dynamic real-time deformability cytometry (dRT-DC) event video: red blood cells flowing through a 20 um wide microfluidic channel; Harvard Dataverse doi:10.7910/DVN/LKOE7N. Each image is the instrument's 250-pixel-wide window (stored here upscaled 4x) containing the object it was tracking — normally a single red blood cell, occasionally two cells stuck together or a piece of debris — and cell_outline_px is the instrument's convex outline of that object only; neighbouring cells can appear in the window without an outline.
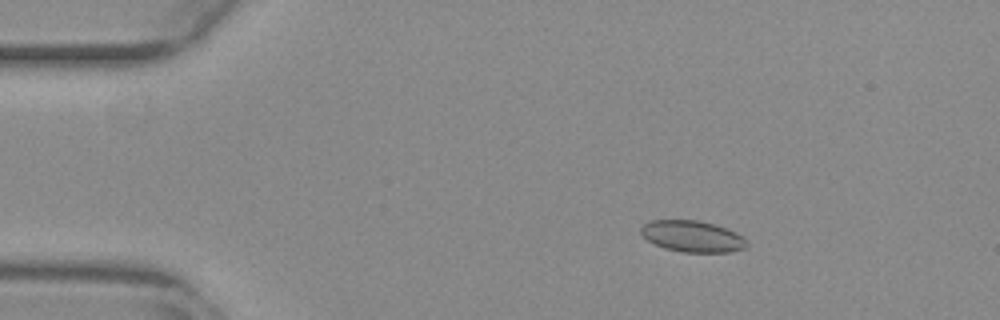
{"species": "common noctule bat (a hibernating species)", "species_latin": "Nyctalus noctula", "temperature_condition": "warm", "stored_images_in_passage": 54, "camera_frame_rate_fps": 3000, "um_per_image_px": 0.085, "animal": {"sex": "female", "body_mass_g": 29.2, "forearm_length_mm": 56.3}, "frame": {"image": 1, "passage_image": 9, "time_ms": 2.667, "image_size_px": [1000, 320], "cell_outline_px": [[748, 244], [744, 248], [732, 252], [684, 252], [664, 248], [648, 240], [640, 232], [640, 228], [644, 224], [652, 220], [700, 220], [716, 224], [728, 228], [744, 236], [748, 240]], "centroid_in_image_um": [58.91, 20.08], "position_along_channel_um": 26.1, "area_um2": 19.54}}
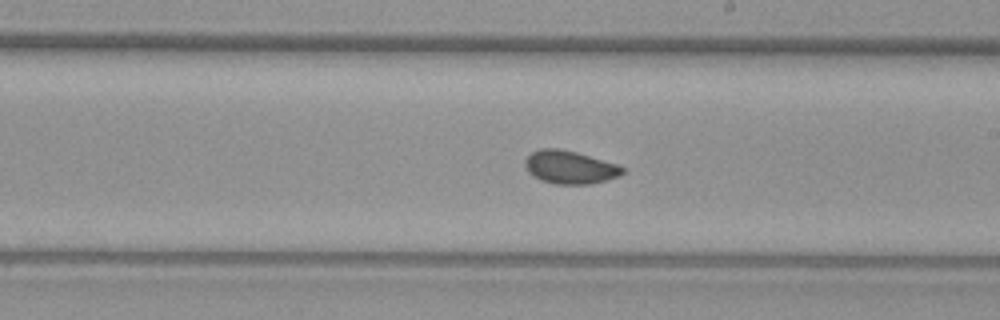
{"frame": {"image": 2, "passage_image": 31, "time_ms": 10.0, "image_size_px": [1000, 320], "cell_outline_px": [[628, 168], [620, 176], [588, 184], [552, 184], [540, 180], [532, 176], [528, 172], [524, 164], [524, 160], [532, 152], [540, 148], [560, 148], [576, 152], [620, 164]], "centroid_in_image_um": [48.45, 14.21], "position_along_channel_um": 240.5, "area_um2": 19.13}}
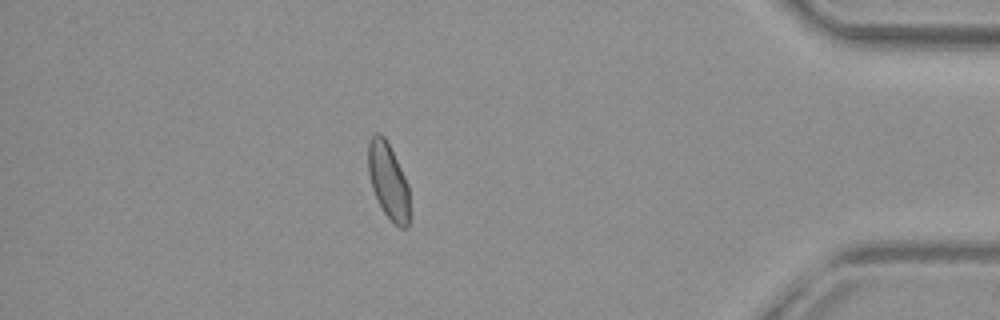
{"frame": {"image": 3, "passage_image": 47, "time_ms": 15.333, "image_size_px": [1000, 320], "cell_outline_px": [[408, 224], [404, 228], [400, 228], [384, 212], [372, 188], [368, 172], [368, 144], [372, 136], [376, 132], [380, 132], [384, 136], [408, 184]], "centroid_in_image_um": [32.98, 15.34], "position_along_channel_um": 402.2, "area_um2": 17.74}, "authors_computed_cell_mechanics": {"area_um2": 18.9295, "velocity_mm_per_s": 3.8721, "shape_relaxation_time_tau1_ms": 10.7429, "shape_relaxation_time_tau2_ms": 1.2544, "deformation_change_tau1": 0.1193, "deformation_change_tau2": 0.0594}}